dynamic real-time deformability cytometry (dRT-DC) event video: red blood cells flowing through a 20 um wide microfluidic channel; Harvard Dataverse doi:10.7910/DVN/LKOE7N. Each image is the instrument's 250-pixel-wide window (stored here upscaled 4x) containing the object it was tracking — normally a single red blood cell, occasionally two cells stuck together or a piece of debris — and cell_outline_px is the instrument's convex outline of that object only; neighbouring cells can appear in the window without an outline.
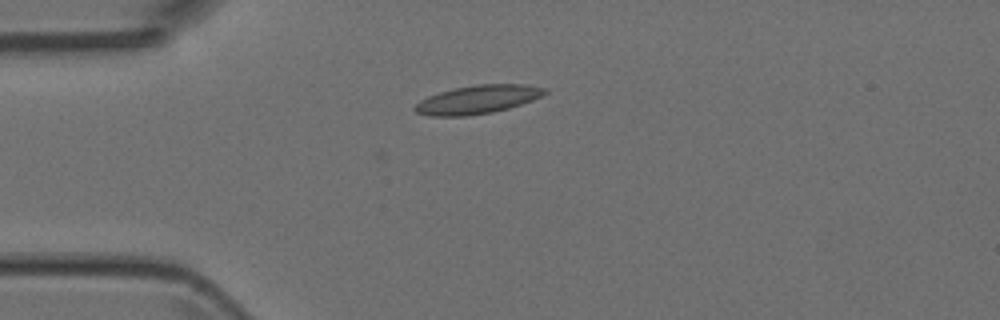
{"species": "Egyptian fruit bat (a non-hibernating species)", "species_latin": "Rousettus aegyptiacus", "temperature_condition": "room temperature", "stored_images_in_passage": 5, "camera_frame_rate_fps": 3000, "um_per_image_px": 0.085, "animal": {"sex": "female"}, "frame": {"image": 1, "passage_image": 1, "time_ms": 0.0, "image_size_px": [1000, 320], "cell_outline_px": [[548, 92], [532, 100], [508, 108], [492, 112], [468, 116], [432, 116], [416, 112], [412, 108], [420, 100], [428, 96], [440, 92], [456, 88], [476, 84], [528, 84], [548, 88]], "centroid_in_image_um": [40.62, 8.45], "position_along_channel_um": 44.4, "area_um2": 21.5}}
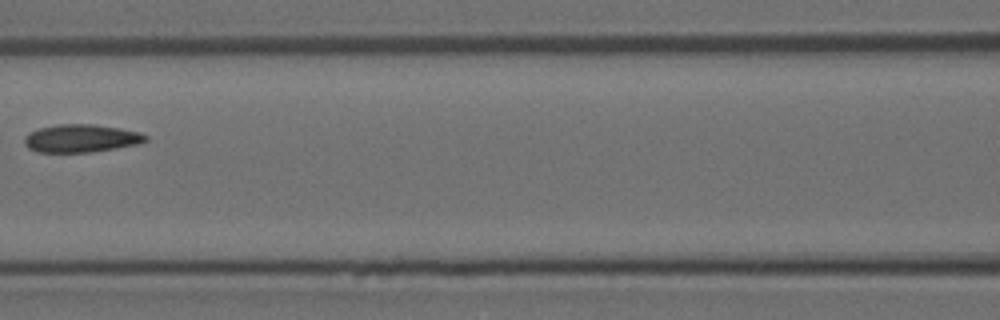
{"frame": {"image": 2, "passage_image": 4, "time_ms": 3.333, "image_size_px": [1000, 320], "cell_outline_px": [[148, 140], [140, 144], [92, 152], [36, 152], [28, 148], [24, 144], [24, 136], [40, 128], [60, 124], [92, 124], [120, 128], [140, 132], [148, 136]], "centroid_in_image_um": [6.92, 11.76], "position_along_channel_um": 159.7, "area_um2": 19.77}}
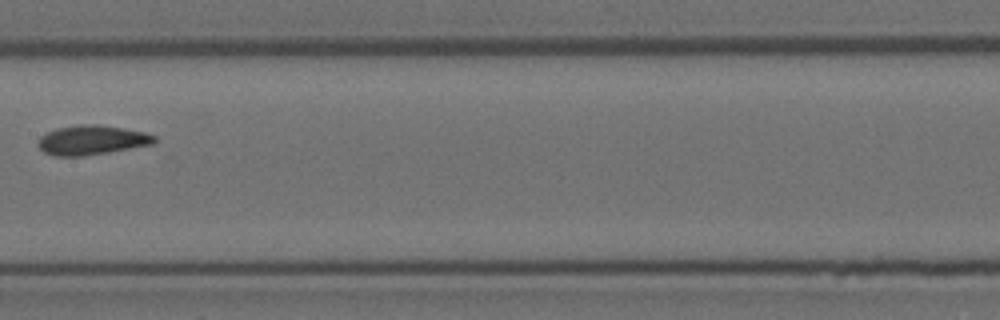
{"frame": {"image": 3, "passage_image": 5, "time_ms": 4.333, "image_size_px": [1000, 320], "cell_outline_px": [[156, 144], [84, 156], [52, 156], [44, 152], [36, 144], [36, 140], [40, 136], [56, 128], [80, 124], [96, 124], [124, 128], [144, 132], [156, 136]], "centroid_in_image_um": [7.79, 11.91], "position_along_channel_um": 199.6, "area_um2": 20.23}}